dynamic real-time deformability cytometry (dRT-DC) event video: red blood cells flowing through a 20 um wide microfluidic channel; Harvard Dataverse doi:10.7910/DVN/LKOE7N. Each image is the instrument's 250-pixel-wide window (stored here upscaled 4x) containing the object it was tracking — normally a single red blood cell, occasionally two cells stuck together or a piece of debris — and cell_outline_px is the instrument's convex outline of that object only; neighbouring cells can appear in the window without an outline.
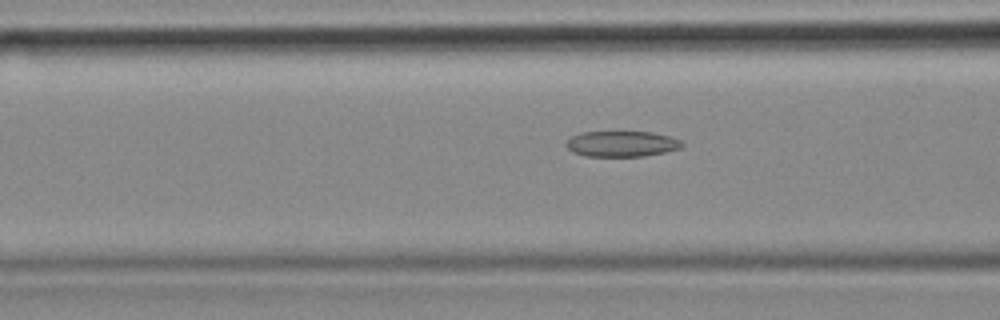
{"species": "common noctule bat (a hibernating species)", "species_latin": "Nyctalus noctula", "temperature_condition": "cold", "stored_images_in_passage": 54, "camera_frame_rate_fps": 3000, "um_per_image_px": 0.085, "animal": {"sex": "female", "body_mass_g": 18.4}, "frame": {"image": 1, "passage_image": 20, "time_ms": 6.333, "image_size_px": [1000, 320], "cell_outline_px": [[684, 144], [680, 148], [664, 152], [644, 156], [584, 156], [572, 152], [568, 148], [568, 140], [572, 136], [584, 132], [652, 132], [672, 136], [680, 140]], "centroid_in_image_um": [52.88, 12.22], "position_along_channel_um": 113.7, "area_um2": 17.22}}
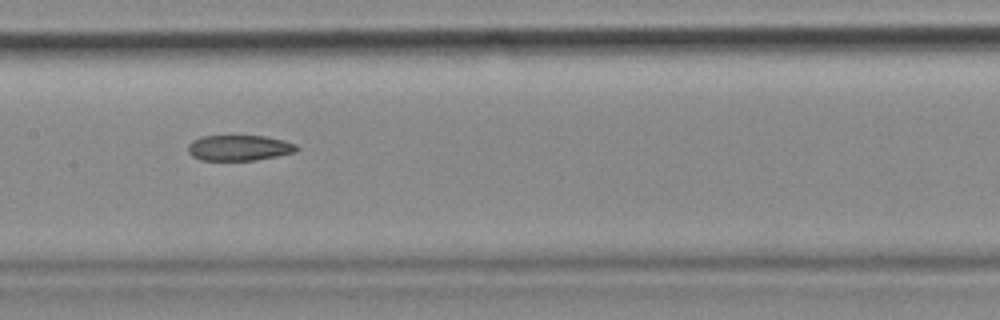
{"frame": {"image": 2, "passage_image": 26, "time_ms": 8.333, "image_size_px": [1000, 320], "cell_outline_px": [[300, 148], [296, 152], [256, 160], [200, 160], [192, 156], [188, 152], [188, 144], [192, 140], [200, 136], [268, 136], [284, 140], [296, 144]], "centroid_in_image_um": [20.33, 12.56], "position_along_channel_um": 187.1, "area_um2": 16.36}}
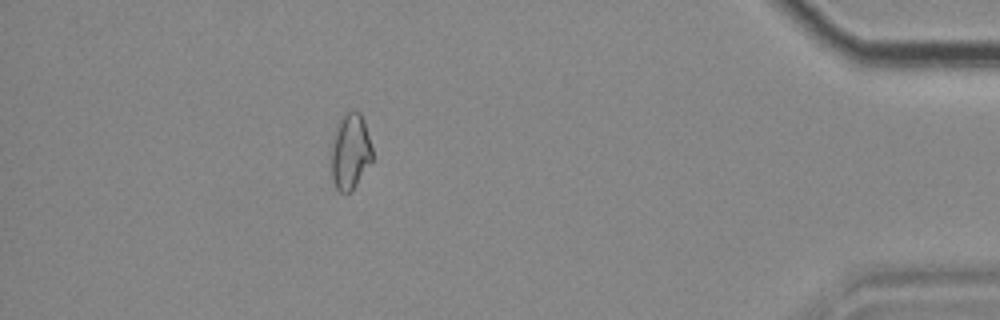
{"frame": {"image": 3, "passage_image": 48, "time_ms": 15.667, "image_size_px": [1000, 320], "cell_outline_px": [[372, 160], [352, 192], [340, 192], [336, 188], [332, 180], [328, 152], [336, 124], [352, 108], [360, 112], [364, 120], [372, 148]], "centroid_in_image_um": [29.72, 12.88], "position_along_channel_um": 405.5, "area_um2": 18.84}, "authors_computed_cell_mechanics": {"area_um2": 17.8313, "velocity_mm_per_s": 3.6655, "shape_relaxation_time_tau1_ms": null, "shape_relaxation_time_tau2_ms": 4.705, "deformation_change_tau1": null, "deformation_change_tau2": 0.1075}}